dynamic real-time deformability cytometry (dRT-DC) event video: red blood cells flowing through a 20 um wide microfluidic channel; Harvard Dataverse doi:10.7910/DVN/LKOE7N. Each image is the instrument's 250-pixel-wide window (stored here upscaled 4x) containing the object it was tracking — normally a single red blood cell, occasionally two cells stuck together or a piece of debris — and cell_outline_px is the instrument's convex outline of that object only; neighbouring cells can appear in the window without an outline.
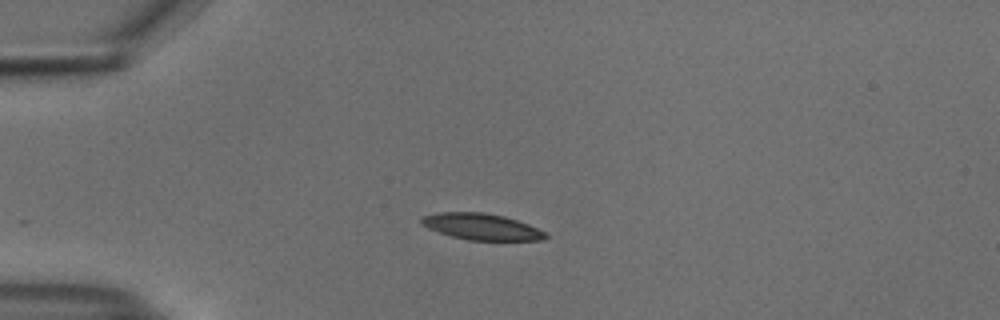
{"species": "common noctule bat (a hibernating species)", "species_latin": "Nyctalus noctula", "temperature_condition": "cold", "stored_images_in_passage": 33, "camera_frame_rate_fps": 3000, "um_per_image_px": 0.085, "animal": {"sex": "male", "body_mass_g": 18.8}, "frame": {"image": 1, "passage_image": 1, "time_ms": 0.0, "image_size_px": [1000, 320], "cell_outline_px": [[548, 236], [540, 240], [468, 240], [452, 236], [428, 228], [420, 224], [420, 220], [424, 216], [436, 212], [484, 212], [504, 216], [528, 224], [548, 232]], "centroid_in_image_um": [40.94, 19.26], "position_along_channel_um": 44.1, "area_um2": 19.02}}
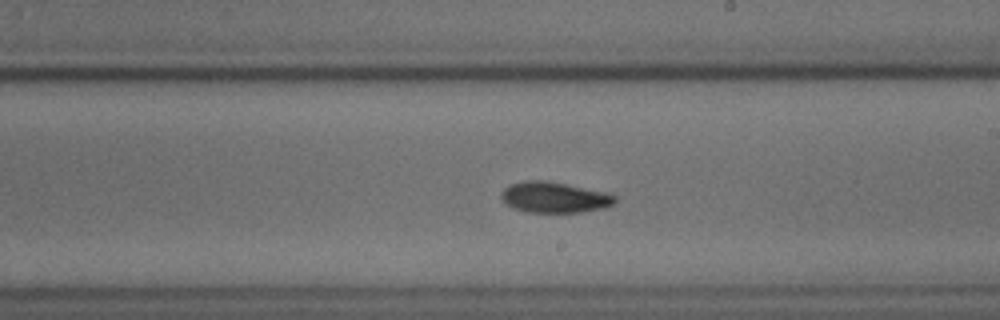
{"frame": {"image": 2, "passage_image": 19, "time_ms": 6.0, "image_size_px": [1000, 320], "cell_outline_px": [[616, 200], [612, 204], [604, 208], [580, 212], [528, 212], [512, 208], [500, 196], [504, 188], [512, 184], [528, 180], [544, 180], [608, 192], [616, 196]], "centroid_in_image_um": [47.14, 16.77], "position_along_channel_um": 241.9, "area_um2": 20.23}}
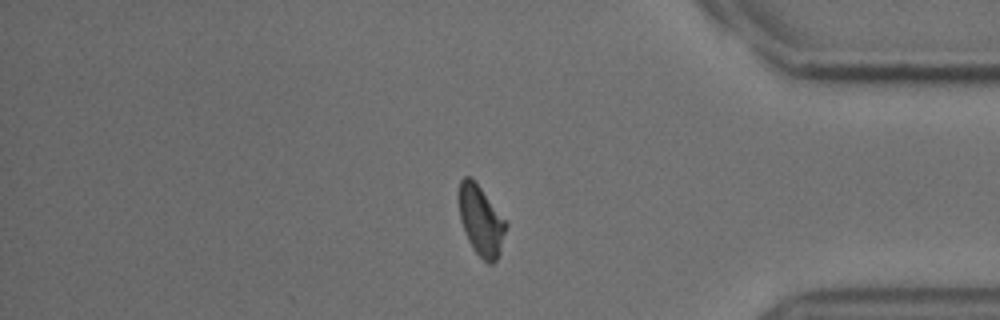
{"frame": {"image": 3, "passage_image": 33, "time_ms": 10.667, "image_size_px": [1000, 320], "cell_outline_px": [[508, 224], [500, 252], [496, 260], [492, 264], [488, 264], [476, 252], [468, 240], [460, 220], [460, 180], [464, 176], [468, 176], [480, 188]], "centroid_in_image_um": [40.9, 18.81], "position_along_channel_um": 394.3, "area_um2": 18.55}, "authors_computed_cell_mechanics": {"area_um2": 19.7098, "velocity_mm_per_s": 3.7335, "shape_relaxation_time_tau1_ms": 2.9687, "shape_relaxation_time_tau2_ms": 3.1814, "deformation_change_tau1": 0.1316, "deformation_change_tau2": 0.0931}}